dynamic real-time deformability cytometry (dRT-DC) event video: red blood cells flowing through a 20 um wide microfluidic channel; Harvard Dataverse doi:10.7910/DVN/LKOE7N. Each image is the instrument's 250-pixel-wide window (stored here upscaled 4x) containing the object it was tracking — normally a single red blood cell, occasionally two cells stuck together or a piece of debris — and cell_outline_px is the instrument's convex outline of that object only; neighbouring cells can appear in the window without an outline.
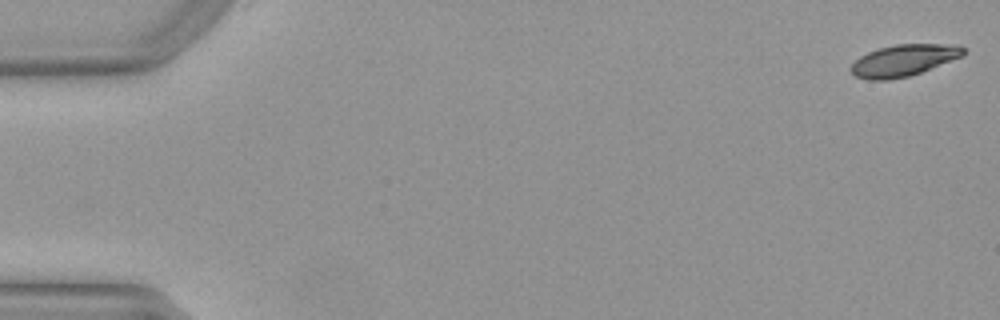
{"species": "Egyptian fruit bat (a non-hibernating species)", "species_latin": "Rousettus aegyptiacus", "temperature_condition": "warm", "stored_images_in_passage": 6, "camera_frame_rate_fps": 3000, "um_per_image_px": 0.085, "animal": {"sex": "female"}, "frame": {"image": 1, "passage_image": 1, "time_ms": 0.0, "image_size_px": [1000, 320], "cell_outline_px": [[964, 56], [920, 72], [908, 76], [888, 80], [868, 80], [856, 76], [848, 68], [860, 56], [868, 52], [880, 48], [896, 44], [960, 44], [964, 48]], "centroid_in_image_um": [76.82, 5.12], "position_along_channel_um": 8.2, "area_um2": 20.69}}